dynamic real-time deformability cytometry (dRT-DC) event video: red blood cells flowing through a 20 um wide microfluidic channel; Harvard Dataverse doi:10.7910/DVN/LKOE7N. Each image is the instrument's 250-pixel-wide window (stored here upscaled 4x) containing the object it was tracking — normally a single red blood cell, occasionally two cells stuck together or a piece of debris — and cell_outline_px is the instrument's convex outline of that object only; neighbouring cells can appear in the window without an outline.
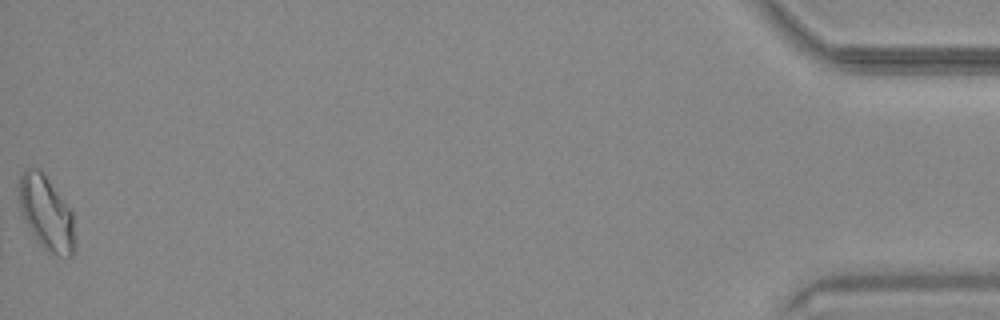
{"species": "common noctule bat (a hibernating species)", "species_latin": "Nyctalus noctula", "temperature_condition": "warm", "stored_images_in_passage": 56, "segment_of_instrument_passage": [2, 2], "camera_frame_rate_fps": 3000, "um_per_image_px": 0.085, "animal": {"sex": "male", "body_mass_g": 20.4}, "frame": {"image": 1, "passage_image": 56, "time_ms": 18.333, "image_size_px": [1000, 320], "cell_outline_px": [[76, 248], [72, 256], [56, 256], [48, 252], [36, 240], [24, 220], [20, 208], [20, 172], [24, 168], [40, 168], [72, 212], [76, 244]], "centroid_in_image_um": [3.96, 18.14], "position_along_channel_um": 431.2, "area_um2": 24.16}}